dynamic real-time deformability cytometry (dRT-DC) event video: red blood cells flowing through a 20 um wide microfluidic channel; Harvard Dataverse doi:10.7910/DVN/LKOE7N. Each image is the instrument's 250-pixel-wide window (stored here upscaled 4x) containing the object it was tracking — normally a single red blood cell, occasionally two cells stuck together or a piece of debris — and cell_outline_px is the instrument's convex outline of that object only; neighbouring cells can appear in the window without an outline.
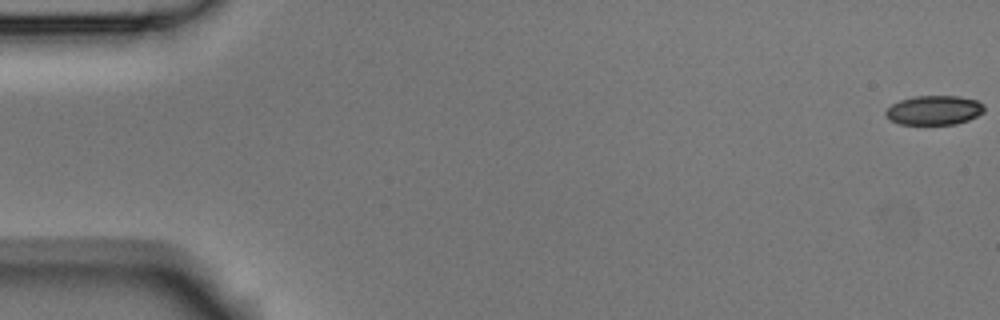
{"species": "Egyptian fruit bat (a non-hibernating species)", "species_latin": "Rousettus aegyptiacus", "temperature_condition": "room temperature", "stored_images_in_passage": 5, "camera_frame_rate_fps": 3000, "um_per_image_px": 0.085, "animal": {"sex": "male"}, "frame": {"image": 1, "passage_image": 1, "time_ms": 0.0, "image_size_px": [1000, 320], "cell_outline_px": [[984, 112], [968, 120], [956, 124], [900, 124], [884, 116], [884, 112], [892, 104], [900, 100], [912, 96], [960, 96], [976, 100], [984, 104]], "centroid_in_image_um": [79.4, 9.36], "position_along_channel_um": 5.6, "area_um2": 16.88}}
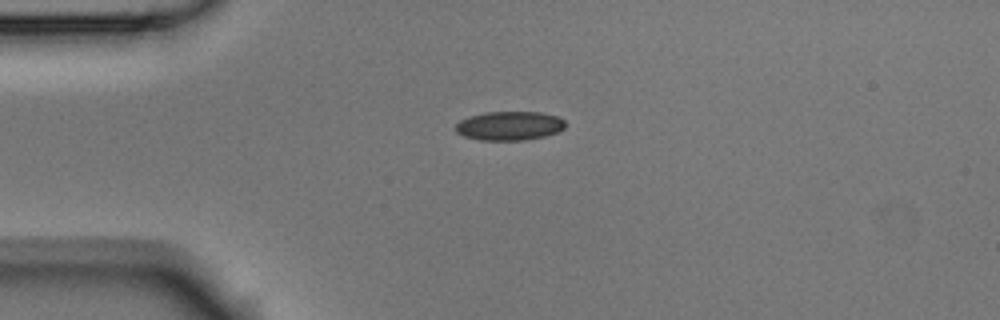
{"frame": {"image": 2, "passage_image": 4, "time_ms": 1.0, "image_size_px": [1000, 320], "cell_outline_px": [[564, 128], [556, 132], [544, 136], [524, 140], [480, 140], [464, 136], [456, 132], [456, 124], [460, 120], [468, 116], [484, 112], [540, 112], [560, 116], [564, 120]], "centroid_in_image_um": [43.29, 10.68], "position_along_channel_um": 41.7, "area_um2": 18.55}}